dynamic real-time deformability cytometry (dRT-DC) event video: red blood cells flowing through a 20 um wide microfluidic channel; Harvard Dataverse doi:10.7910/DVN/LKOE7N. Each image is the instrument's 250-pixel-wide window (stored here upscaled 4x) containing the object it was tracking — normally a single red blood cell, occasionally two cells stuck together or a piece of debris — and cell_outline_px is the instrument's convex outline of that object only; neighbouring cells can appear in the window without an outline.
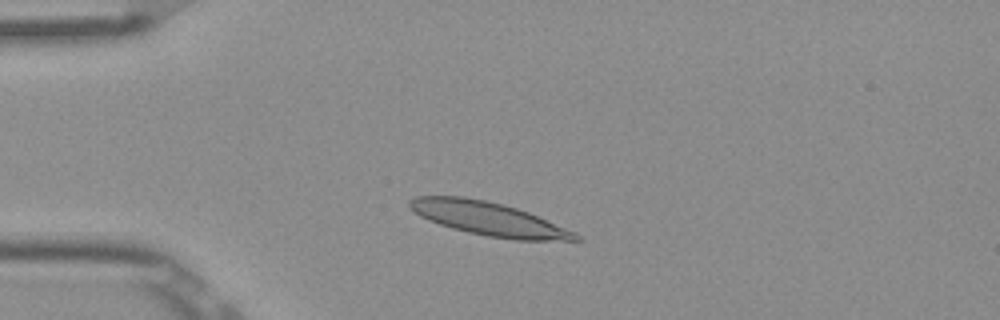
{"species": "Egyptian fruit bat (a non-hibernating species)", "species_latin": "Rousettus aegyptiacus", "temperature_condition": "room temperature", "stored_images_in_passage": 46, "camera_frame_rate_fps": 3000, "um_per_image_px": 0.085, "frame": {"image": 1, "passage_image": 6, "time_ms": 1.667, "image_size_px": [1000, 320], "cell_outline_px": [[584, 240], [516, 240], [488, 236], [468, 232], [452, 228], [428, 220], [420, 216], [408, 204], [408, 200], [416, 196], [464, 196], [504, 204], [528, 212], [576, 232]], "centroid_in_image_um": [41.54, 18.59], "position_along_channel_um": 43.5, "area_um2": 32.19}}
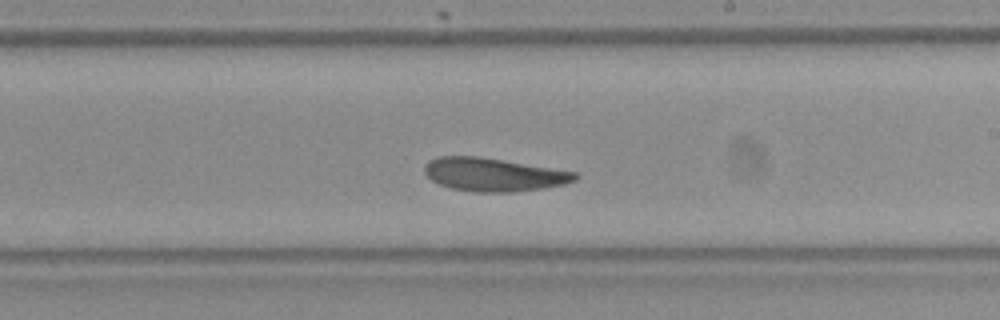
{"frame": {"image": 2, "passage_image": 24, "time_ms": 7.667, "image_size_px": [1000, 320], "cell_outline_px": [[580, 176], [576, 180], [564, 184], [544, 188], [512, 192], [476, 192], [452, 188], [440, 184], [432, 180], [424, 172], [424, 164], [428, 160], [440, 156], [480, 156], [576, 172]], "centroid_in_image_um": [41.95, 14.83], "position_along_channel_um": 247.0, "area_um2": 29.19}}
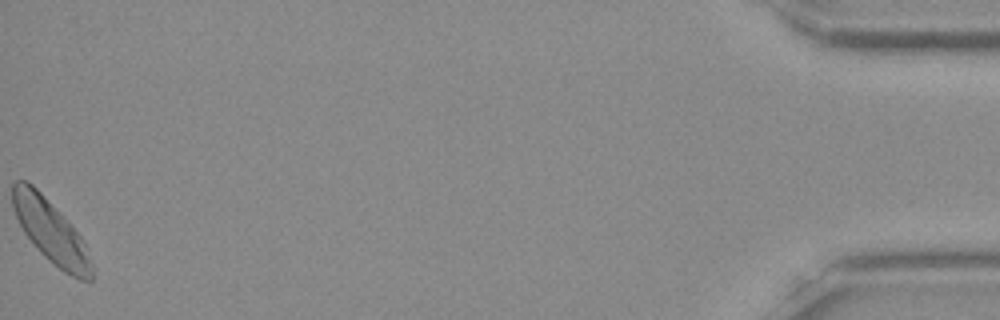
{"frame": {"image": 3, "passage_image": 46, "time_ms": 15.0, "image_size_px": [1000, 320], "cell_outline_px": [[92, 280], [80, 280], [64, 272], [48, 260], [40, 252], [24, 232], [12, 208], [12, 184], [16, 180], [28, 180], [40, 192], [80, 236], [88, 248], [92, 264]], "centroid_in_image_um": [4.3, 19.67], "position_along_channel_um": 430.9, "area_um2": 28.55}, "authors_computed_cell_mechanics": {"area_um2": 29.3624, "velocity_mm_per_s": 3.823, "shape_relaxation_time_tau1_ms": 8.1132, "shape_relaxation_time_tau2_ms": 9.766, "deformation_change_tau1": 0.2027, "deformation_change_tau2": 0.1879}}